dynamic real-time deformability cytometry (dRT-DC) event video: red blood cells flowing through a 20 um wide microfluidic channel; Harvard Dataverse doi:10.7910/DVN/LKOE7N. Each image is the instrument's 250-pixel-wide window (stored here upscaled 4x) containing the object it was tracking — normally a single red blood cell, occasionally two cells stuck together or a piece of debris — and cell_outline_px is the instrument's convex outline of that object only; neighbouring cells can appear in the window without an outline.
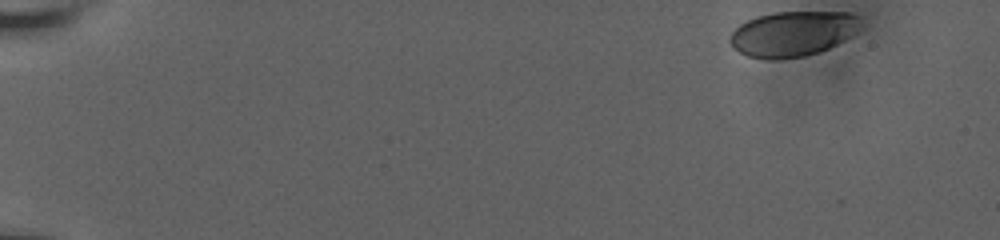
{"species": "human", "species_latin": "Homo sapiens", "temperature_condition": "room temperature", "stored_images_in_passage": 48, "camera_frame_rate_fps": 3000, "um_per_image_px": 0.085, "donor": {"sex": "male"}, "frame": {"image": 1, "passage_image": 1, "time_ms": 0.0, "image_size_px": [1000, 240], "cell_outline_px": [[860, 28], [856, 32], [844, 40], [820, 52], [804, 56], [776, 60], [768, 60], [748, 56], [740, 52], [728, 40], [728, 36], [740, 24], [756, 16], [776, 12], [848, 12], [856, 16]], "centroid_in_image_um": [67.35, 2.87], "position_along_channel_um": 17.7, "area_um2": 34.28}}
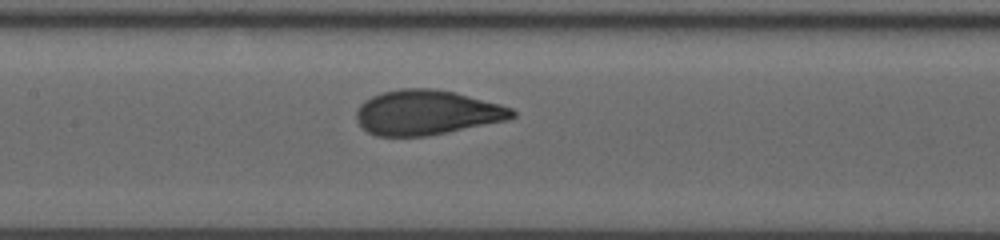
{"frame": {"image": 2, "passage_image": 27, "time_ms": 8.667, "image_size_px": [1000, 240], "cell_outline_px": [[516, 116], [504, 120], [448, 132], [428, 136], [376, 136], [368, 132], [356, 120], [356, 112], [360, 104], [364, 100], [372, 96], [384, 92], [400, 88], [432, 88], [452, 92], [500, 104], [512, 108], [516, 112]], "centroid_in_image_um": [36.24, 9.56], "position_along_channel_um": 171.2, "area_um2": 40.34}}
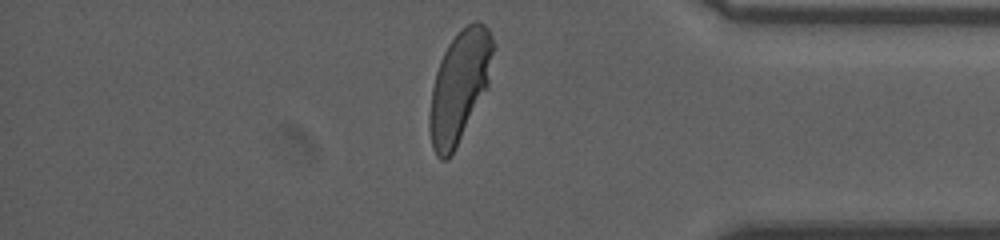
{"frame": {"image": 3, "passage_image": 47, "time_ms": 15.333, "image_size_px": [1000, 240], "cell_outline_px": [[496, 44], [488, 88], [448, 160], [440, 160], [436, 156], [432, 148], [428, 128], [428, 116], [432, 88], [436, 72], [440, 60], [448, 44], [460, 28], [476, 20], [480, 20], [488, 28]], "centroid_in_image_um": [39.07, 7.31], "position_along_channel_um": 396.1, "area_um2": 41.73}, "authors_computed_cell_mechanics": {"area_um2": 40.2288, "velocity_mm_per_s": 3.6425, "shape_relaxation_time_tau1_ms": 3.6049, "shape_relaxation_time_tau2_ms": null, "deformation_change_tau1": 0.1605, "deformation_change_tau2": null}}